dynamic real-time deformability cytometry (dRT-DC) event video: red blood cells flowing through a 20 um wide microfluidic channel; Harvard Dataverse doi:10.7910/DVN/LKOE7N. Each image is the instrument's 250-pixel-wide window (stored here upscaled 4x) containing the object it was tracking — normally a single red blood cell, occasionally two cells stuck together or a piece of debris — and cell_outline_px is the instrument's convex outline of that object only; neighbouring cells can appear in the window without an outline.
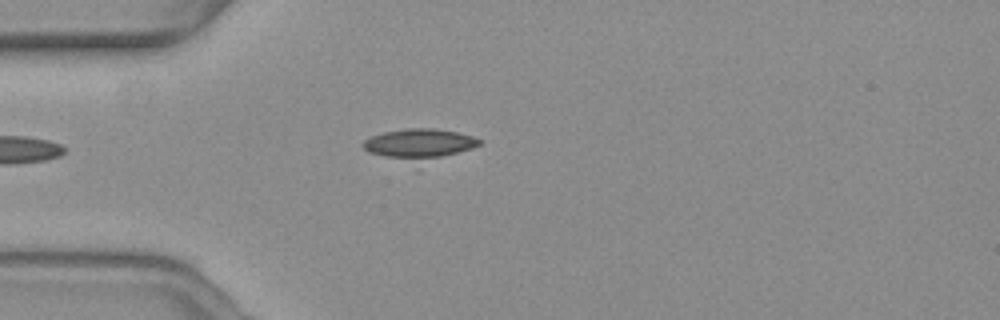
{"species": "common noctule bat (a hibernating species)", "species_latin": "Nyctalus noctula", "temperature_condition": "warm", "stored_images_in_passage": 33, "camera_frame_rate_fps": 3000, "um_per_image_px": 0.085, "animal": {"sex": "female", "body_mass_g": 19.3, "forearm_length_mm": 54.1}, "frame": {"image": 1, "passage_image": 1, "time_ms": 0.0, "image_size_px": [1000, 320], "cell_outline_px": [[484, 140], [480, 144], [416, 172], [368, 152], [360, 144], [364, 140], [372, 136], [384, 132], [404, 128], [432, 128], [456, 132], [472, 136]], "centroid_in_image_um": [35.59, 12.43], "position_along_channel_um": 49.4, "area_um2": 23.52}}
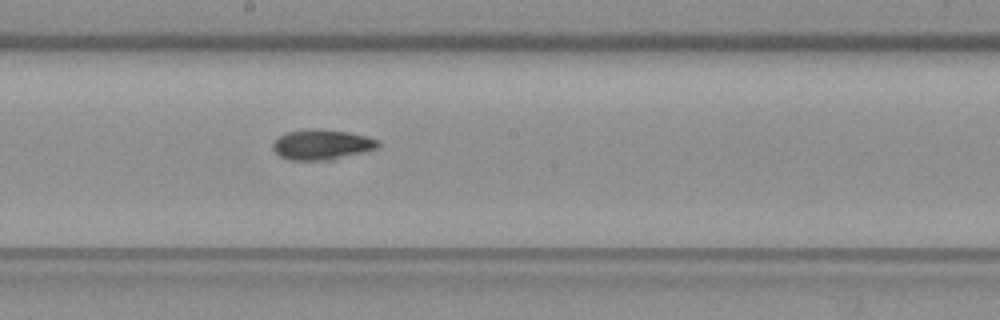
{"frame": {"image": 2, "passage_image": 16, "time_ms": 5.0, "image_size_px": [1000, 320], "cell_outline_px": [[380, 144], [376, 148], [332, 160], [288, 160], [280, 156], [272, 148], [272, 144], [280, 136], [288, 132], [308, 128], [316, 128], [348, 132], [380, 140]], "centroid_in_image_um": [27.33, 12.29], "position_along_channel_um": 220.9, "area_um2": 18.44}}
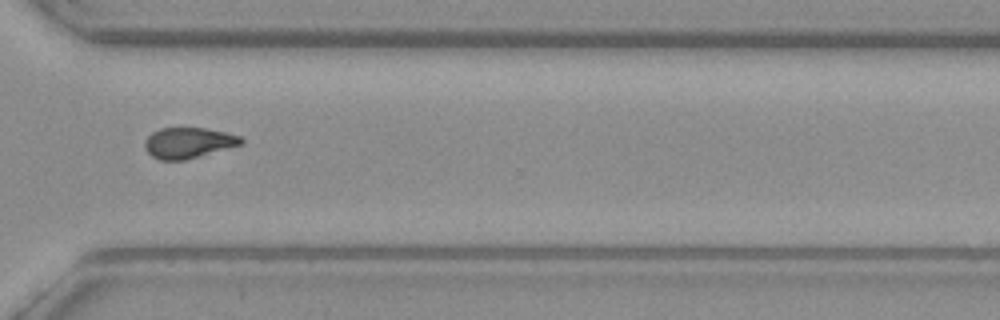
{"frame": {"image": 3, "passage_image": 27, "time_ms": 8.667, "image_size_px": [1000, 320], "cell_outline_px": [[244, 144], [200, 156], [184, 160], [160, 160], [152, 156], [148, 152], [144, 144], [148, 136], [152, 132], [160, 128], [204, 128], [224, 132], [240, 136], [244, 140]], "centroid_in_image_um": [16.03, 12.14], "position_along_channel_um": 354.6, "area_um2": 17.17}, "authors_computed_cell_mechanics": {"area_um2": 18.0336, "velocity_mm_per_s": 3.6507, "shape_relaxation_time_tau1_ms": 9.1761, "shape_relaxation_time_tau2_ms": null, "deformation_change_tau1": 0.1847, "deformation_change_tau2": null}}